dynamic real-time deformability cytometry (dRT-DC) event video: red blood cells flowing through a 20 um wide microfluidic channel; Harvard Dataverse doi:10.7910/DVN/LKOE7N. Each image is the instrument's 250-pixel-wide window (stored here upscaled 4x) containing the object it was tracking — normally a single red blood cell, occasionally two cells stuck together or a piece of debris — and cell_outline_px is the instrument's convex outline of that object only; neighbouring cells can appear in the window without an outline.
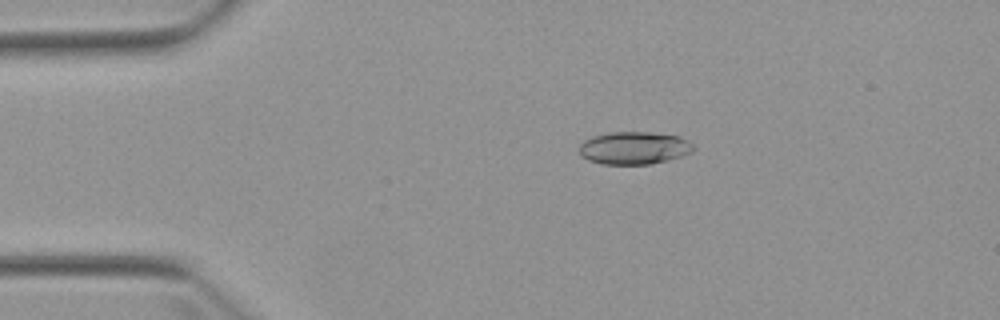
{"species": "Egyptian fruit bat (a non-hibernating species)", "species_latin": "Rousettus aegyptiacus", "temperature_condition": "warm", "stored_images_in_passage": 5, "camera_frame_rate_fps": 3000, "um_per_image_px": 0.085, "animal": {"sex": "female"}, "frame": {"image": 1, "passage_image": 3, "time_ms": 3.0, "image_size_px": [1000, 320], "cell_outline_px": [[696, 148], [692, 152], [668, 160], [652, 164], [600, 164], [588, 160], [580, 156], [580, 144], [584, 140], [592, 136], [608, 132], [648, 132], [680, 136], [688, 140]], "centroid_in_image_um": [53.89, 12.58], "position_along_channel_um": 31.1, "area_um2": 21.91}}
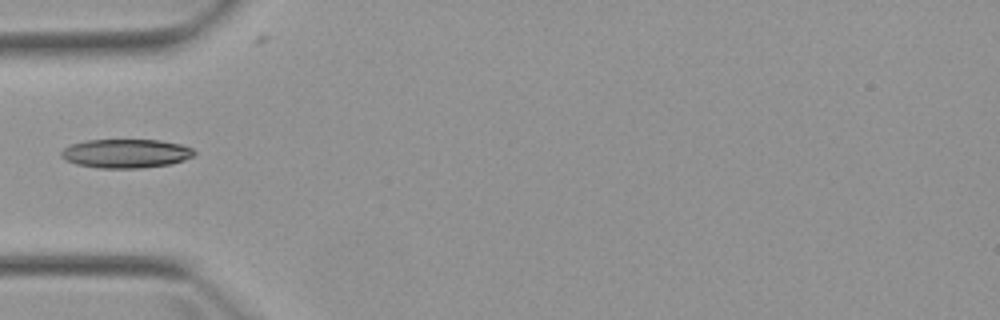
{"frame": {"image": 2, "passage_image": 5, "time_ms": 5.333, "image_size_px": [1000, 320], "cell_outline_px": [[196, 156], [172, 164], [140, 168], [96, 168], [76, 164], [64, 160], [60, 156], [60, 152], [64, 148], [72, 144], [88, 140], [160, 140], [180, 144], [192, 148], [196, 152]], "centroid_in_image_um": [10.71, 13.05], "position_along_channel_um": 74.3, "area_um2": 22.6}}